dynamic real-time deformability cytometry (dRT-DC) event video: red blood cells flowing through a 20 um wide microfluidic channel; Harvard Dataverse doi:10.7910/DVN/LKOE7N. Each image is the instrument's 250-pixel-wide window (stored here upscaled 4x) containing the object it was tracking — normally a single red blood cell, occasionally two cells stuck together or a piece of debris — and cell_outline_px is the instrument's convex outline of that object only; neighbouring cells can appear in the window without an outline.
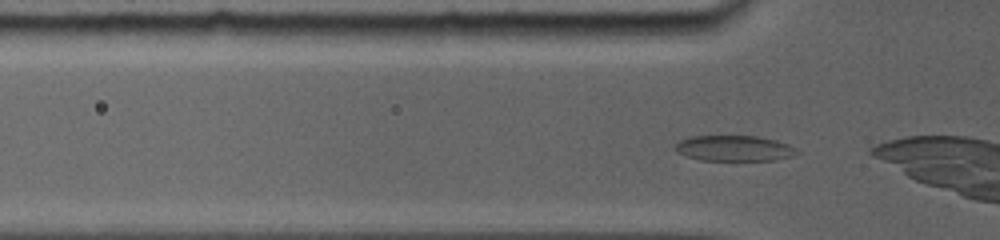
{"species": "common noctule bat (a hibernating species)", "species_latin": "Nyctalus noctula", "temperature_condition": "room temperature", "stored_images_in_passage": 51, "camera_frame_rate_fps": 5000, "um_per_image_px": 0.085, "animal": {"sex": "female", "body_mass_g": 19.0, "forearm_length_mm": 56.7}, "frame": {"image": 1, "passage_image": 2, "time_ms": 0.2, "image_size_px": [1000, 240], "cell_outline_px": [[800, 152], [792, 156], [776, 160], [700, 160], [684, 156], [676, 152], [672, 148], [676, 140], [692, 136], [756, 136], [776, 140], [788, 144], [796, 148]], "centroid_in_image_um": [62.34, 12.6], "position_along_channel_um": 63.5, "area_um2": 18.5}}
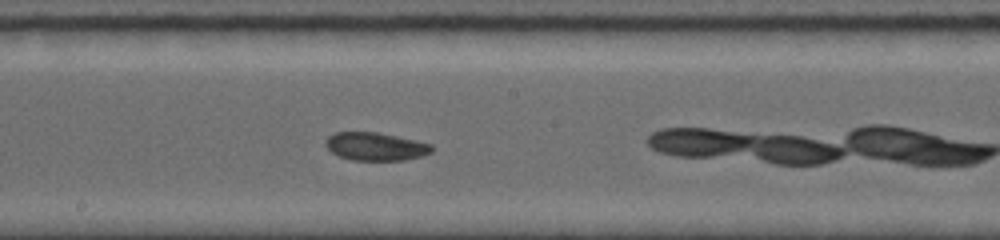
{"frame": {"image": 2, "passage_image": 20, "time_ms": 4.2, "image_size_px": [1000, 240], "cell_outline_px": [[432, 152], [420, 156], [404, 160], [352, 160], [340, 156], [332, 152], [324, 144], [324, 140], [328, 136], [336, 132], [376, 132], [416, 140], [432, 144]], "centroid_in_image_um": [31.9, 12.44], "position_along_channel_um": 216.3, "area_um2": 17.28}}
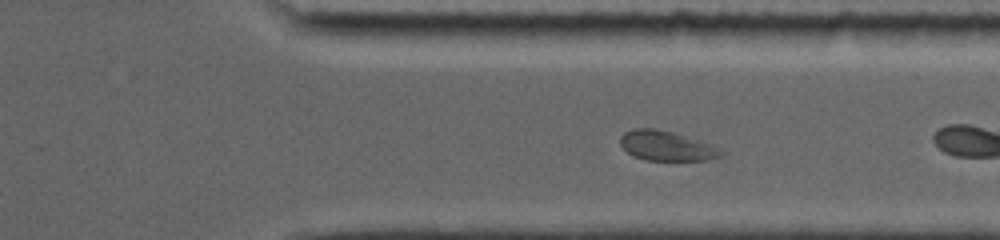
{"frame": {"image": 3, "passage_image": 37, "time_ms": 7.8, "image_size_px": [1000, 240], "cell_outline_px": [[724, 152], [720, 156], [708, 160], [644, 160], [632, 156], [620, 144], [620, 136], [624, 132], [632, 128], [652, 128], [672, 132], [708, 144]], "centroid_in_image_um": [56.56, 12.4], "position_along_channel_um": 354.8, "area_um2": 17.17}, "authors_computed_cell_mechanics": {"area_um2": 17.7446, "velocity_mm_per_s": 3.8267, "shape_relaxation_time_tau1_ms": null, "shape_relaxation_time_tau2_ms": 5.7708, "deformation_change_tau1": null, "deformation_change_tau2": 0.0902}}